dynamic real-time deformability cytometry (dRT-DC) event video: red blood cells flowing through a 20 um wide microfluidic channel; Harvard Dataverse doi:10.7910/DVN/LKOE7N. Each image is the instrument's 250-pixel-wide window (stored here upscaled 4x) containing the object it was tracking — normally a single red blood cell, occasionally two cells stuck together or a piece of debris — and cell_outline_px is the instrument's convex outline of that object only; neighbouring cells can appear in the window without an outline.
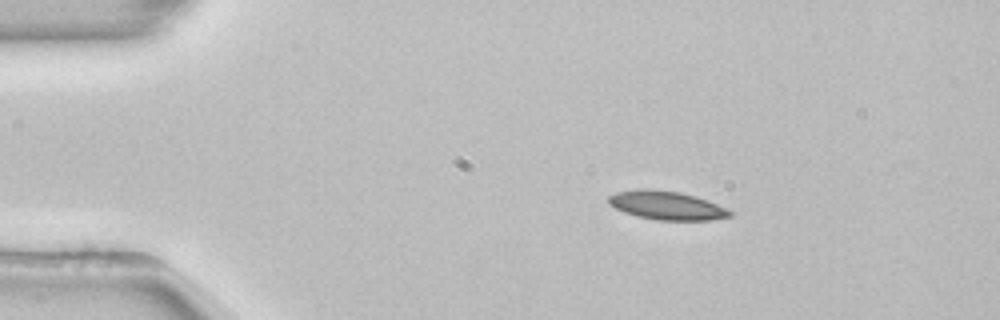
{"species": "common noctule bat (a hibernating species)", "species_latin": "Nyctalus noctula", "temperature_condition": "room temperature", "stored_images_in_passage": 45, "camera_frame_rate_fps": 3000, "um_per_image_px": 0.085, "animal": {"sex": "female", "body_mass_g": 22.7, "forearm_length_mm": 54.2}, "frame": {"image": 1, "passage_image": 1, "time_ms": 0.0, "image_size_px": [1000, 320], "cell_outline_px": [[732, 216], [708, 220], [656, 220], [636, 216], [624, 212], [608, 204], [608, 196], [616, 192], [640, 188], [648, 188], [680, 192], [696, 196], [708, 200], [732, 212]], "centroid_in_image_um": [56.62, 17.45], "position_along_channel_um": 28.4, "area_um2": 20.29}}
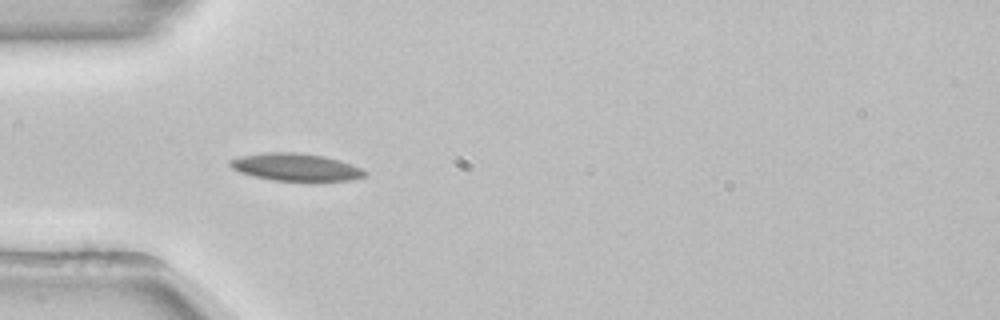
{"frame": {"image": 2, "passage_image": 8, "time_ms": 2.333, "image_size_px": [1000, 320], "cell_outline_px": [[368, 172], [364, 176], [352, 180], [272, 180], [240, 172], [232, 168], [228, 164], [228, 160], [240, 156], [268, 152], [296, 152], [324, 156], [340, 160], [352, 164]], "centroid_in_image_um": [25.13, 14.19], "position_along_channel_um": 59.9, "area_um2": 21.33}}
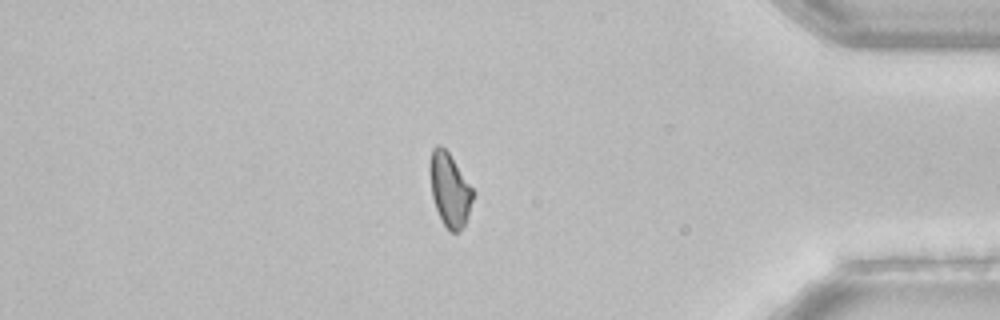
{"frame": {"image": 3, "passage_image": 37, "time_ms": 12.0, "image_size_px": [1000, 320], "cell_outline_px": [[476, 192], [468, 216], [460, 232], [452, 232], [444, 224], [436, 208], [432, 196], [428, 172], [428, 168], [432, 148], [436, 144], [440, 144], [448, 152]], "centroid_in_image_um": [38.22, 16.09], "position_along_channel_um": 397.0, "area_um2": 18.67}, "authors_computed_cell_mechanics": {"area_um2": 19.8254, "velocity_mm_per_s": 3.8774, "shape_relaxation_time_tau1_ms": 7.181, "shape_relaxation_time_tau2_ms": null, "deformation_change_tau1": 0.1229, "deformation_change_tau2": null}}